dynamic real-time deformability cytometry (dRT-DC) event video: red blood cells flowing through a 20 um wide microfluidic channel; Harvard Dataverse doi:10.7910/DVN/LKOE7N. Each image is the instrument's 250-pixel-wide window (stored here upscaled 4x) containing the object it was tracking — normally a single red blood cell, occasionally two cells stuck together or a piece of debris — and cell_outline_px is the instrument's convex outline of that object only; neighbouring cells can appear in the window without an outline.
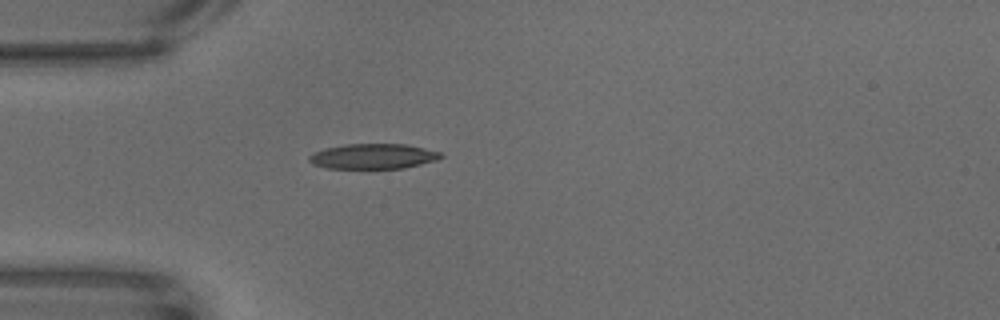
{"species": "common noctule bat (a hibernating species)", "species_latin": "Nyctalus noctula", "temperature_condition": "warm", "stored_images_in_passage": 46, "camera_frame_rate_fps": 3000, "um_per_image_px": 0.085, "animal": {"sex": "male", "body_mass_g": 18.8}, "frame": {"image": 1, "passage_image": 1, "time_ms": 0.0, "image_size_px": [1000, 320], "cell_outline_px": [[444, 156], [436, 160], [404, 168], [328, 168], [312, 164], [308, 160], [308, 156], [312, 152], [324, 148], [344, 144], [404, 144], [424, 148], [440, 152]], "centroid_in_image_um": [31.67, 13.28], "position_along_channel_um": 53.3, "area_um2": 19.31}}
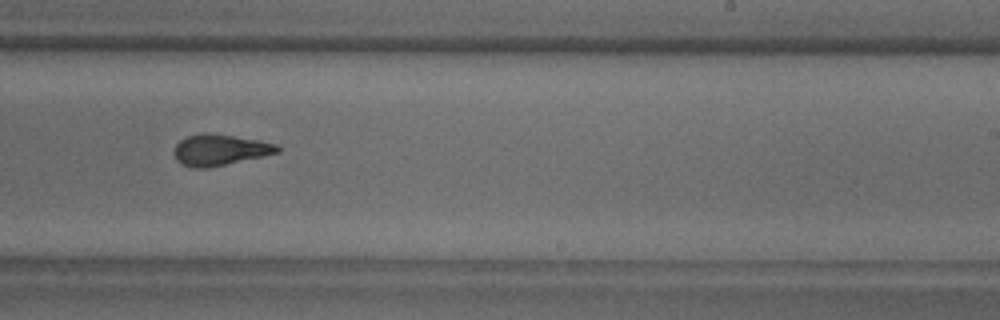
{"frame": {"image": 2, "passage_image": 22, "time_ms": 7.0, "image_size_px": [1000, 320], "cell_outline_px": [[280, 152], [264, 156], [208, 168], [192, 168], [180, 164], [176, 160], [172, 152], [176, 144], [180, 140], [188, 136], [204, 132], [208, 132], [260, 140], [276, 144], [280, 148]], "centroid_in_image_um": [18.66, 12.74], "position_along_channel_um": 270.3, "area_um2": 18.96}}
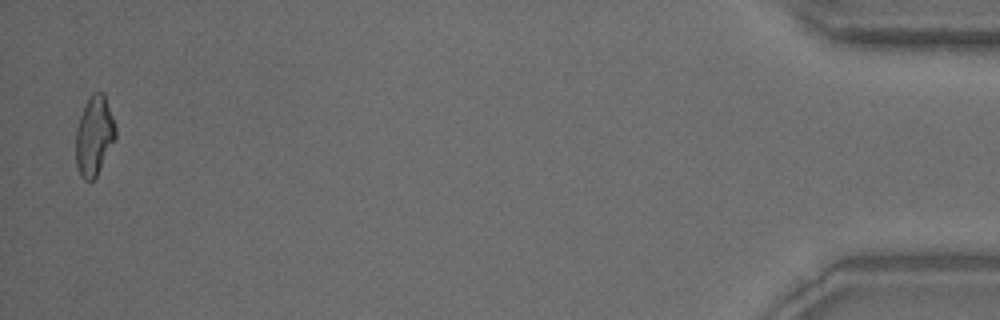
{"frame": {"image": 3, "passage_image": 45, "time_ms": 14.667, "image_size_px": [1000, 320], "cell_outline_px": [[116, 136], [96, 176], [92, 180], [84, 180], [80, 176], [76, 164], [76, 128], [80, 116], [88, 96], [92, 92], [104, 92], [116, 128]], "centroid_in_image_um": [7.99, 11.51], "position_along_channel_um": 427.2, "area_um2": 18.26}}